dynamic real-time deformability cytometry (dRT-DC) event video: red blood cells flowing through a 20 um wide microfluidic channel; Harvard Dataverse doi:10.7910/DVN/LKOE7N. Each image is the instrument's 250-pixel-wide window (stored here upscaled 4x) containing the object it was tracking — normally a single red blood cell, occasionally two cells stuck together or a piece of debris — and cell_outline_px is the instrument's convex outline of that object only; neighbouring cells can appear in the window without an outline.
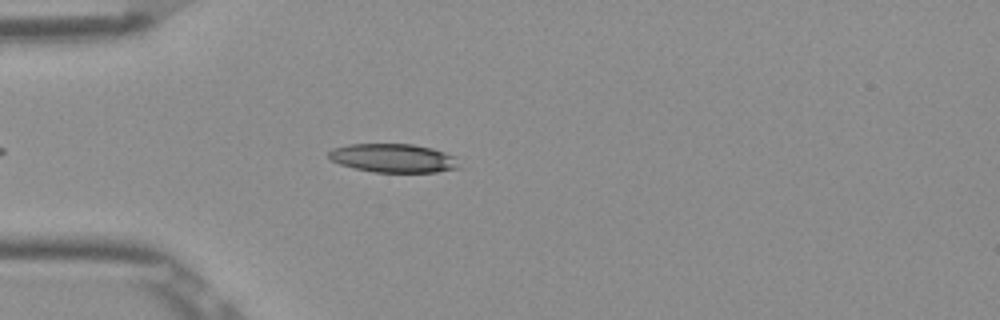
{"species": "Egyptian fruit bat (a non-hibernating species)", "species_latin": "Rousettus aegyptiacus", "temperature_condition": "room temperature", "stored_images_in_passage": 44, "camera_frame_rate_fps": 3000, "um_per_image_px": 0.085, "frame": {"image": 1, "passage_image": 7, "time_ms": 2.0, "image_size_px": [1000, 320], "cell_outline_px": [[464, 168], [436, 172], [372, 172], [340, 164], [332, 160], [328, 156], [328, 152], [332, 148], [348, 144], [412, 144], [432, 148], [456, 156]], "centroid_in_image_um": [33.51, 13.44], "position_along_channel_um": 51.5, "area_um2": 22.08}}
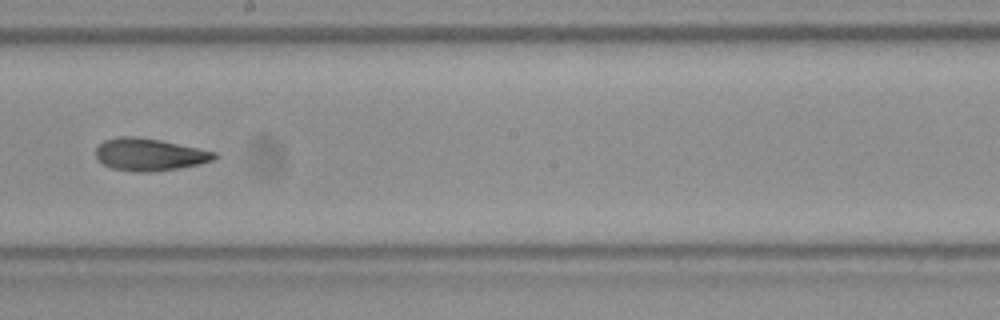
{"frame": {"image": 2, "passage_image": 22, "time_ms": 7.0, "image_size_px": [1000, 320], "cell_outline_px": [[220, 156], [212, 160], [200, 164], [152, 172], [136, 172], [112, 168], [96, 160], [96, 148], [104, 140], [120, 136], [136, 136], [160, 140], [216, 152]], "centroid_in_image_um": [12.68, 13.13], "position_along_channel_um": 235.5, "area_um2": 22.31}}
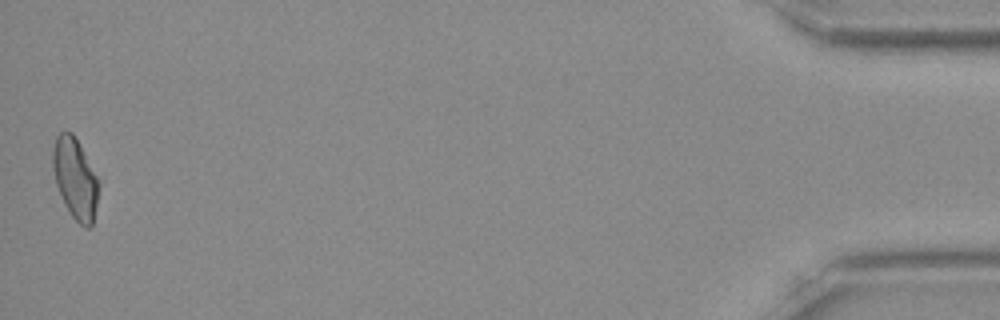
{"frame": {"image": 3, "passage_image": 44, "time_ms": 14.333, "image_size_px": [1000, 320], "cell_outline_px": [[100, 184], [92, 228], [84, 228], [72, 216], [64, 204], [56, 184], [52, 168], [52, 152], [56, 136], [60, 132], [72, 132], [96, 176]], "centroid_in_image_um": [6.38, 15.22], "position_along_channel_um": 428.8, "area_um2": 21.39}, "authors_computed_cell_mechanics": {"area_um2": 22.253, "velocity_mm_per_s": 3.8884, "shape_relaxation_time_tau1_ms": 7.9763, "shape_relaxation_time_tau2_ms": 3.7705, "deformation_change_tau1": 0.1921, "deformation_change_tau2": 0.1172}}